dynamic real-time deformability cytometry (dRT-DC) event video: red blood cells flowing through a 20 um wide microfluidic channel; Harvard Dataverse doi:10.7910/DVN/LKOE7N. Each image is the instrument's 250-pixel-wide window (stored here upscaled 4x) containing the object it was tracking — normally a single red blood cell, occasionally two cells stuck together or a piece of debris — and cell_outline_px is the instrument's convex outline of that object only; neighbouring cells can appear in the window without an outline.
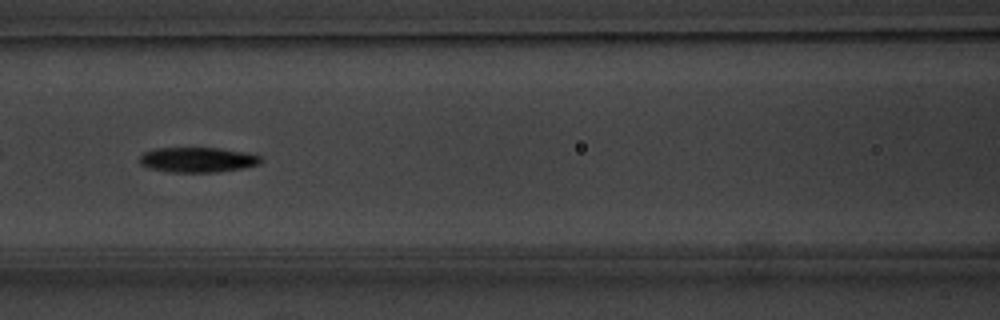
{"species": "common noctule bat (a hibernating species)", "species_latin": "Nyctalus noctula", "temperature_condition": "warm", "stored_images_in_passage": 53, "camera_frame_rate_fps": 3000, "um_per_image_px": 0.085, "animal": {"sex": "male", "body_mass_g": 20.1, "forearm_length_mm": 53.5}, "frame": {"image": 1, "passage_image": 23, "time_ms": 7.333, "image_size_px": [1000, 320], "cell_outline_px": [[264, 160], [260, 164], [240, 168], [216, 172], [168, 172], [148, 168], [140, 164], [140, 156], [144, 152], [156, 148], [216, 148], [248, 152], [260, 156]], "centroid_in_image_um": [16.8, 13.58], "position_along_channel_um": 149.8, "area_um2": 17.74}, "authors_computed_cell_mechanics": {"area_um2": 17.7446, "velocity_mm_per_s": 3.8118, "shape_relaxation_time_tau1_ms": 3.144, "shape_relaxation_time_tau2_ms": 10.2924, "deformation_change_tau1": 0.1353, "deformation_change_tau2": 0.1987}}